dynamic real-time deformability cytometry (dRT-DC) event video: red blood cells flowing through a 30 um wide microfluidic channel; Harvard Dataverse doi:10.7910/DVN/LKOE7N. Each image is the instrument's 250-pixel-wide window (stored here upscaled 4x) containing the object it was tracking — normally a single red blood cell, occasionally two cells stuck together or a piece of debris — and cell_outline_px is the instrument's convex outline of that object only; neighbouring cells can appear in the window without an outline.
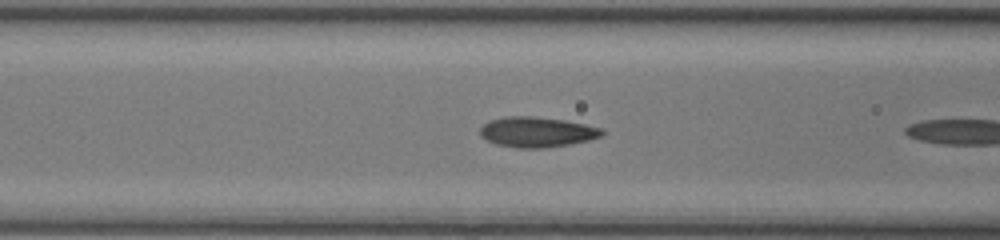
{"species": "common noctule bat (a hibernating species)", "species_latin": "Nyctalus noctula", "temperature_condition": "room temperature", "stored_images_in_passage": 38, "camera_frame_rate_fps": 3000, "um_per_image_px": 0.085, "animal": {"sex": "female", "body_mass_g": 17.0, "forearm_length_mm": 48.0}, "frame": {"image": 1, "passage_image": 8, "time_ms": 2.333, "image_size_px": [1000, 240], "cell_outline_px": [[604, 132], [600, 136], [588, 140], [568, 144], [544, 148], [516, 148], [496, 144], [480, 136], [480, 128], [484, 124], [492, 120], [504, 116], [532, 116], [564, 120], [604, 128]], "centroid_in_image_um": [45.63, 11.22], "position_along_channel_um": 121.0, "area_um2": 21.39}}
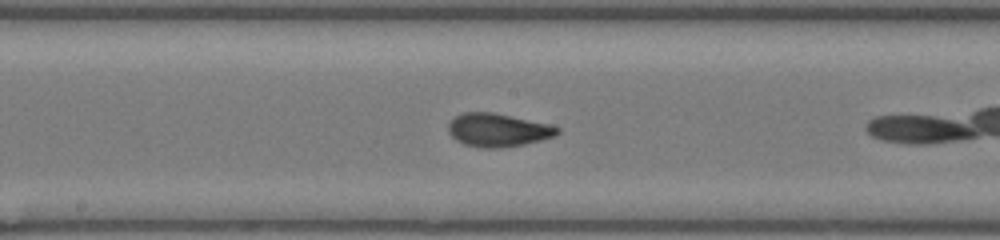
{"frame": {"image": 2, "passage_image": 14, "time_ms": 4.333, "image_size_px": [1000, 240], "cell_outline_px": [[560, 132], [556, 136], [524, 144], [500, 148], [480, 148], [464, 144], [456, 140], [448, 132], [448, 124], [456, 116], [464, 112], [492, 112], [548, 124], [560, 128]], "centroid_in_image_um": [42.31, 11.06], "position_along_channel_um": 205.9, "area_um2": 21.04}}
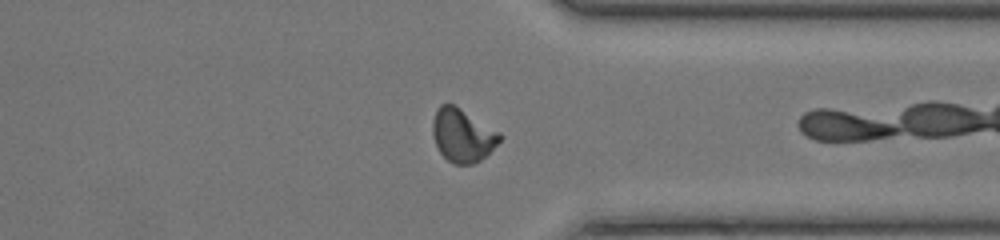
{"frame": {"image": 3, "passage_image": 26, "time_ms": 8.333, "image_size_px": [1000, 240], "cell_outline_px": [[504, 136], [476, 164], [452, 164], [440, 152], [436, 144], [432, 132], [432, 120], [436, 108], [440, 104], [452, 104], [460, 108], [500, 132]], "centroid_in_image_um": [39.29, 11.49], "position_along_channel_um": 372.1, "area_um2": 20.69}, "authors_computed_cell_mechanics": {"area_um2": 20.4034, "velocity_mm_per_s": 4.2404, "shape_relaxation_time_tau1_ms": 5.5083, "shape_relaxation_time_tau2_ms": 0.996, "deformation_change_tau1": 0.2244, "deformation_change_tau2": 0.0492}}